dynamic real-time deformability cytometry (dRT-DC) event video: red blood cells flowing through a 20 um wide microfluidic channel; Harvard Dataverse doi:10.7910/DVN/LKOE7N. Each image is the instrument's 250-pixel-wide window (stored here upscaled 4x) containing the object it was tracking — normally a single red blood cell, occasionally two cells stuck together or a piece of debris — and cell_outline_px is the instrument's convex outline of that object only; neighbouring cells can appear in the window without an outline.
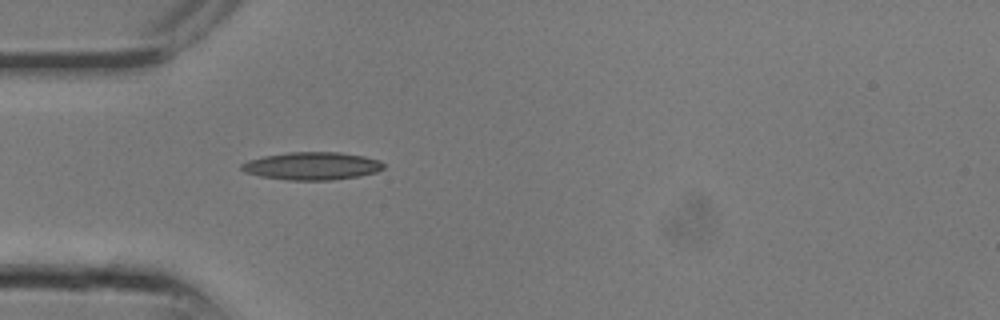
{"species": "common noctule bat (a hibernating species)", "species_latin": "Nyctalus noctula", "temperature_condition": "room temperature", "stored_images_in_passage": 2, "camera_frame_rate_fps": 3000, "um_per_image_px": 0.085, "animal": {"sex": "male", "body_mass_g": 13.3}, "frame": {"image": 1, "passage_image": 2, "time_ms": 0.333, "image_size_px": [1000, 320], "cell_outline_px": [[384, 168], [376, 172], [360, 176], [332, 180], [288, 180], [260, 176], [244, 172], [240, 168], [240, 164], [248, 160], [264, 156], [288, 152], [340, 152], [364, 156], [380, 160], [384, 164]], "centroid_in_image_um": [26.52, 14.1], "position_along_channel_um": 58.5, "area_um2": 23.12}}